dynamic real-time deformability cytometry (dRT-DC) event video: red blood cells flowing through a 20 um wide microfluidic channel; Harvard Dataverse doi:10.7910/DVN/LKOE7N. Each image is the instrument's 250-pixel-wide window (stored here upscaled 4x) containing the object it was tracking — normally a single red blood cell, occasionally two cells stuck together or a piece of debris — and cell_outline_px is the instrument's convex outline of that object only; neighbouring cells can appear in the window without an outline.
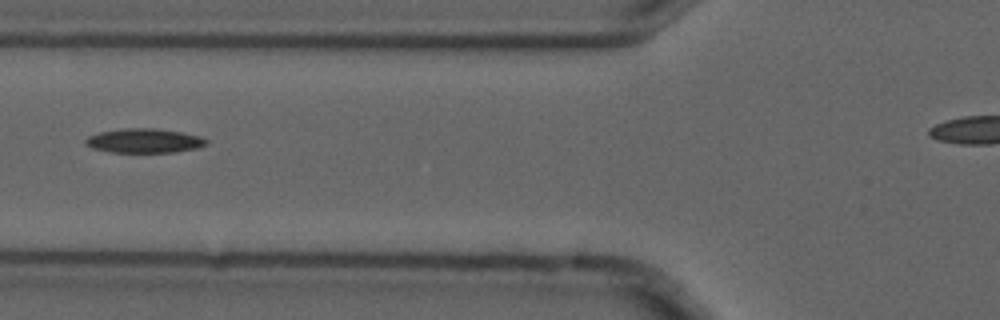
{"species": "common noctule bat (a hibernating species)", "species_latin": "Nyctalus noctula", "temperature_condition": "cold", "stored_images_in_passage": 5, "camera_frame_rate_fps": 3000, "um_per_image_px": 0.085, "animal": {"sex": "male", "forearm_length_mm": 52.5}, "frame": {"image": 1, "passage_image": 2, "time_ms": 0.333, "image_size_px": [1000, 320], "cell_outline_px": [[208, 144], [196, 148], [176, 152], [112, 152], [92, 148], [84, 144], [84, 140], [88, 136], [100, 132], [124, 128], [156, 128], [180, 132], [200, 136], [208, 140]], "centroid_in_image_um": [12.25, 11.96], "position_along_channel_um": 113.5, "area_um2": 17.11}}
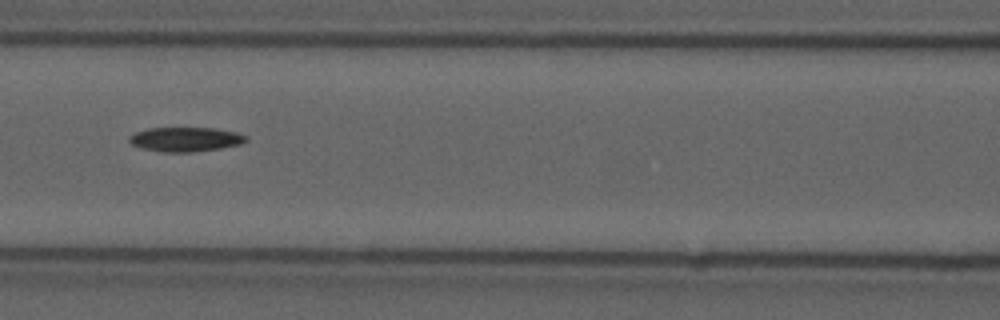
{"frame": {"image": 2, "passage_image": 3, "time_ms": 0.667, "image_size_px": [1000, 320], "cell_outline_px": [[248, 140], [240, 144], [220, 148], [192, 152], [164, 152], [140, 148], [132, 144], [128, 140], [128, 136], [136, 132], [148, 128], [212, 128], [236, 132], [244, 136]], "centroid_in_image_um": [15.72, 11.84], "position_along_channel_um": 150.9, "area_um2": 16.47}}
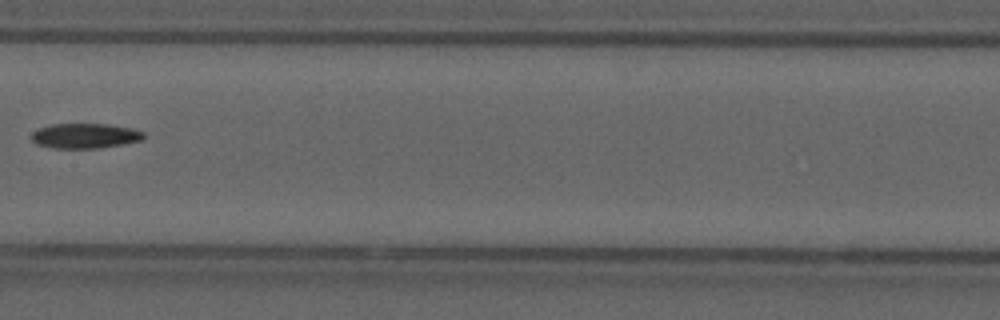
{"frame": {"image": 3, "passage_image": 4, "time_ms": 1.0, "image_size_px": [1000, 320], "cell_outline_px": [[144, 136], [140, 140], [124, 144], [96, 148], [56, 148], [36, 144], [32, 140], [32, 132], [40, 128], [52, 124], [108, 124], [132, 128], [144, 132]], "centroid_in_image_um": [7.23, 11.54], "position_along_channel_um": 200.2, "area_um2": 16.18}}